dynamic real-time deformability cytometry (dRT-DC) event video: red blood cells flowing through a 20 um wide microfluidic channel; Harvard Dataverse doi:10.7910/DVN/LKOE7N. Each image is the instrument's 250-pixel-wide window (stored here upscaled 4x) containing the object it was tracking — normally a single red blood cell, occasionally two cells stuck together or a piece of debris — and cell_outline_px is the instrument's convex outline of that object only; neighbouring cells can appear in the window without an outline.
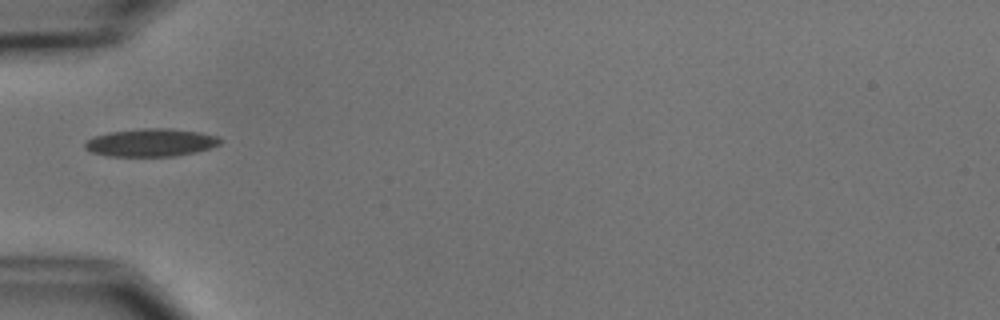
{"species": "common noctule bat (a hibernating species)", "species_latin": "Nyctalus noctula", "temperature_condition": "cold", "stored_images_in_passage": 4, "camera_frame_rate_fps": 3000, "um_per_image_px": 0.085, "animal": {"sex": "male", "body_mass_g": 15.6}, "frame": {"image": 1, "passage_image": 1, "time_ms": 0.0, "image_size_px": [1000, 320], "cell_outline_px": [[220, 144], [196, 152], [172, 156], [108, 156], [92, 152], [84, 148], [84, 144], [92, 136], [108, 132], [144, 128], [168, 128], [200, 132], [216, 136], [220, 140]], "centroid_in_image_um": [12.78, 12.11], "position_along_channel_um": 72.2, "area_um2": 21.85}}
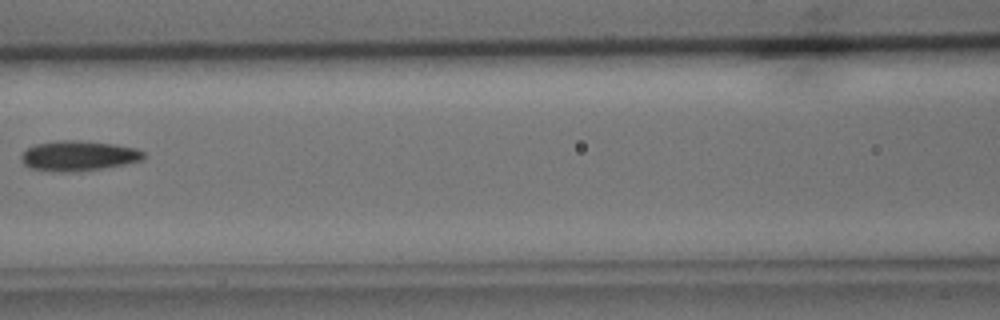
{"frame": {"image": 2, "passage_image": 3, "time_ms": 2.333, "image_size_px": [1000, 320], "cell_outline_px": [[144, 160], [104, 168], [76, 172], [52, 172], [28, 168], [20, 160], [20, 156], [28, 148], [36, 144], [56, 140], [76, 140], [112, 144], [136, 148], [144, 152]], "centroid_in_image_um": [6.63, 13.26], "position_along_channel_um": 160.0, "area_um2": 21.68}}
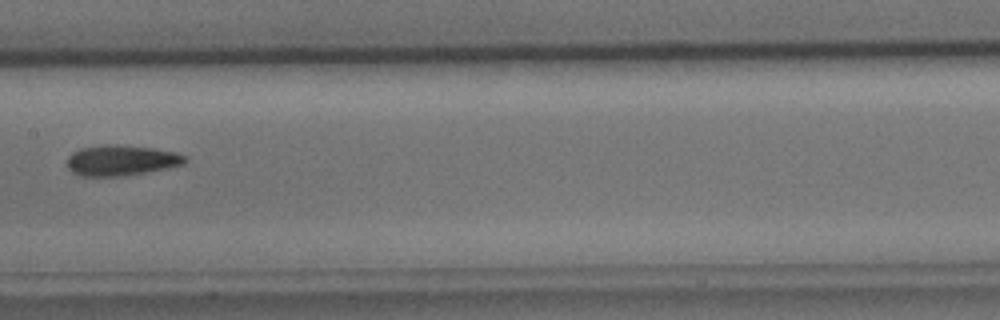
{"frame": {"image": 3, "passage_image": 4, "time_ms": 3.333, "image_size_px": [1000, 320], "cell_outline_px": [[188, 160], [184, 164], [168, 168], [120, 176], [80, 176], [72, 172], [68, 168], [68, 156], [72, 152], [80, 148], [104, 144], [116, 144], [152, 148], [176, 152], [184, 156]], "centroid_in_image_um": [10.29, 13.62], "position_along_channel_um": 197.1, "area_um2": 20.98}}